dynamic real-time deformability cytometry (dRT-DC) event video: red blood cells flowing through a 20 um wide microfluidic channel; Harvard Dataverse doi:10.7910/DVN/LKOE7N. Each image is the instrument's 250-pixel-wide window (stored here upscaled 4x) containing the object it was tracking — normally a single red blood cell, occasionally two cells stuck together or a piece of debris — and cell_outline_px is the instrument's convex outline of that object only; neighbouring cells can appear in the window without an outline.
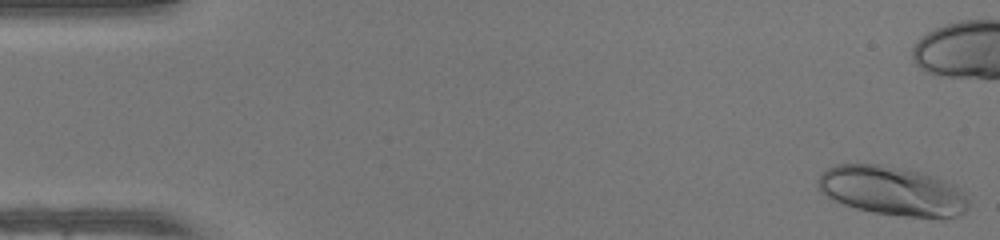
{"species": "human", "species_latin": "Homo sapiens", "temperature_condition": "warm", "stored_images_in_passage": 40, "camera_frame_rate_fps": 3000, "um_per_image_px": 0.085, "donor": {"sex": "female"}, "frame": {"image": 1, "passage_image": 1, "time_ms": 0.0, "image_size_px": [1000, 240], "cell_outline_px": [[968, 208], [964, 212], [956, 216], [944, 220], [940, 220], [904, 216], [872, 212], [856, 208], [832, 200], [820, 192], [820, 172], [836, 164], [880, 164], [920, 172], [936, 176], [956, 184], [960, 188], [968, 200]], "centroid_in_image_um": [75.91, 16.25], "position_along_channel_um": 9.1, "area_um2": 43.7}}
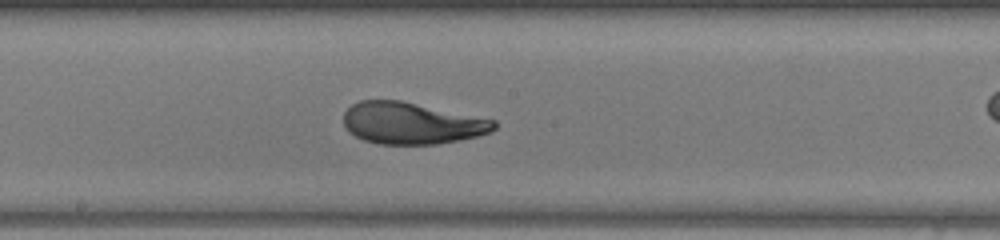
{"frame": {"image": 2, "passage_image": 26, "time_ms": 8.333, "image_size_px": [1000, 240], "cell_outline_px": [[496, 128], [492, 132], [460, 140], [436, 144], [380, 144], [364, 140], [348, 132], [344, 128], [344, 112], [352, 104], [360, 100], [400, 100], [496, 120]], "centroid_in_image_um": [34.98, 10.47], "position_along_channel_um": 213.2, "area_um2": 36.65}}
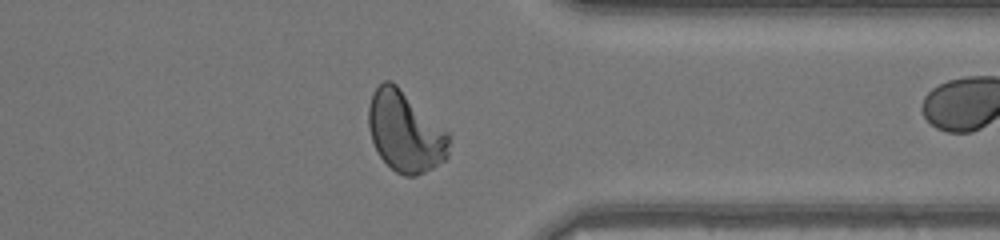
{"frame": {"image": 3, "passage_image": 38, "time_ms": 12.333, "image_size_px": [1000, 240], "cell_outline_px": [[448, 156], [444, 160], [432, 168], [416, 176], [404, 176], [396, 172], [380, 156], [372, 140], [368, 128], [368, 108], [372, 92], [384, 80], [392, 80], [448, 132]], "centroid_in_image_um": [34.42, 11.18], "position_along_channel_um": 377.0, "area_um2": 37.51}}